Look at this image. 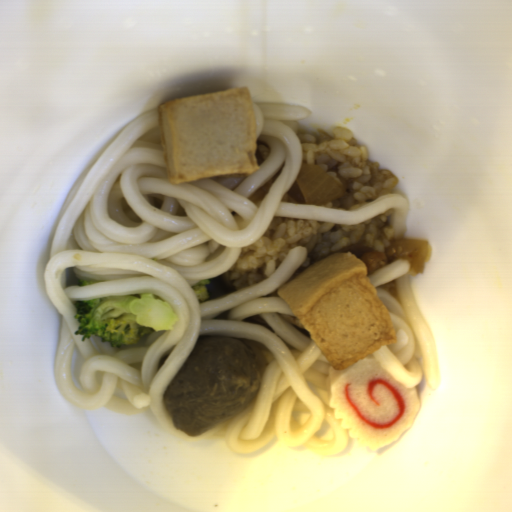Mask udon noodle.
<instances>
[{
  "mask_svg": "<svg viewBox=\"0 0 512 512\" xmlns=\"http://www.w3.org/2000/svg\"><path fill=\"white\" fill-rule=\"evenodd\" d=\"M251 104L256 139L270 150L253 174L170 184L159 107L125 125L90 165L43 268L47 297L61 317L55 384L70 405L86 411L151 412L179 440L220 437L244 455L277 439L286 449L338 455L351 436L329 406L332 365L310 337L278 315H295L277 290L308 250L295 247L264 280L222 296L198 301L192 287L228 272L275 217L354 225L391 210L387 224L395 240L405 239L410 208L398 193L353 211L284 201L304 165L297 121L309 108ZM137 292L171 304L178 316L171 330L120 348L74 335L77 299ZM210 336L244 342L262 382L246 408L191 437L177 430L163 394L195 343Z\"/></svg>",
  "mask_w": 512,
  "mask_h": 512,
  "instance_id": "udon-noodle-1",
  "label": "udon noodle"
},
{
  "mask_svg": "<svg viewBox=\"0 0 512 512\" xmlns=\"http://www.w3.org/2000/svg\"><path fill=\"white\" fill-rule=\"evenodd\" d=\"M410 267V262L401 258L367 275L397 334L395 342L371 354L404 387L416 388L424 380L435 390L440 384L436 343L412 291Z\"/></svg>",
  "mask_w": 512,
  "mask_h": 512,
  "instance_id": "udon-noodle-2",
  "label": "udon noodle"
}]
</instances>
